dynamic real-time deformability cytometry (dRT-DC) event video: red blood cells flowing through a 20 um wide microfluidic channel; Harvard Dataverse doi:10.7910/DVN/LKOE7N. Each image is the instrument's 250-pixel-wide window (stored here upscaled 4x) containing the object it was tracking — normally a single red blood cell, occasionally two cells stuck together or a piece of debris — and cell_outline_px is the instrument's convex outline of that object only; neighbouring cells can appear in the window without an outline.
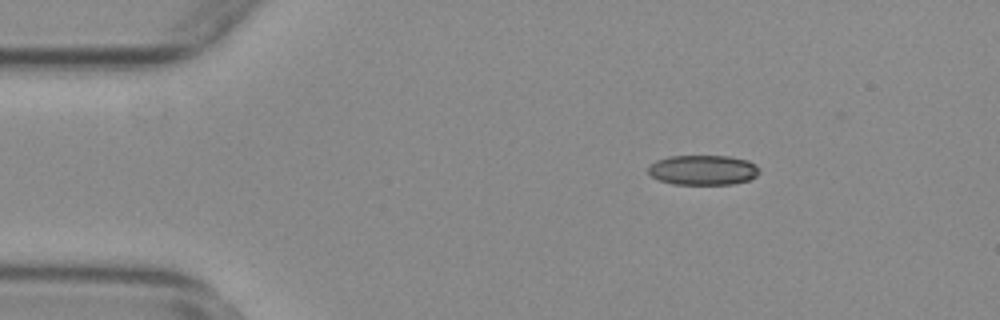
{"species": "common noctule bat (a hibernating species)", "species_latin": "Nyctalus noctula", "temperature_condition": "warm", "stored_images_in_passage": 28, "camera_frame_rate_fps": 3000, "um_per_image_px": 0.085, "animal": {"sex": "female", "body_mass_g": 29.2, "forearm_length_mm": 56.3}, "frame": {"image": 1, "passage_image": 4, "time_ms": 1.0, "image_size_px": [1000, 320], "cell_outline_px": [[760, 172], [756, 176], [748, 180], [732, 184], [672, 184], [660, 180], [652, 176], [648, 172], [648, 168], [656, 160], [668, 156], [728, 156], [748, 160], [756, 164], [760, 168]], "centroid_in_image_um": [59.78, 14.44], "position_along_channel_um": 25.2, "area_um2": 19.42}}
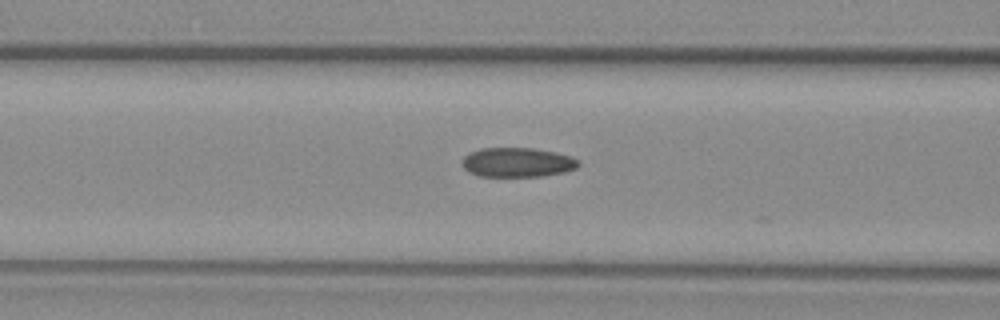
{"frame": {"image": 2, "passage_image": 17, "time_ms": 5.333, "image_size_px": [1000, 320], "cell_outline_px": [[580, 164], [576, 168], [564, 172], [540, 176], [480, 176], [468, 172], [464, 168], [464, 156], [468, 152], [480, 148], [532, 148], [556, 152], [572, 156], [580, 160]], "centroid_in_image_um": [44.0, 13.79], "position_along_channel_um": 122.6, "area_um2": 20.0}}
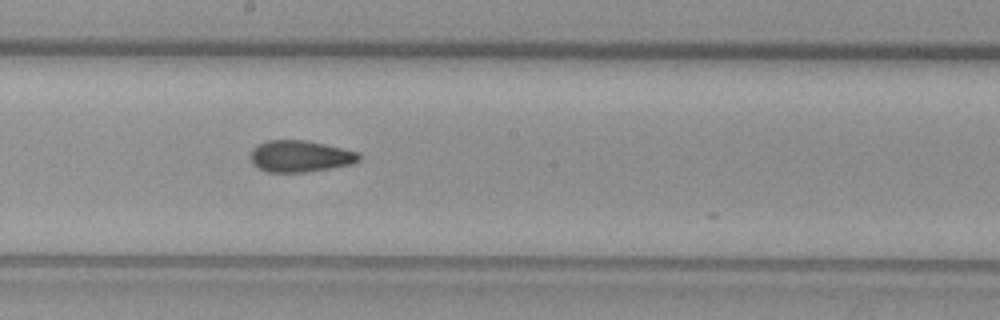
{"frame": {"image": 3, "passage_image": 25, "time_ms": 8.0, "image_size_px": [1000, 320], "cell_outline_px": [[360, 160], [352, 164], [304, 172], [264, 172], [256, 168], [252, 164], [248, 156], [252, 148], [268, 140], [304, 140], [324, 144], [360, 152]], "centroid_in_image_um": [25.46, 13.29], "position_along_channel_um": 222.7, "area_um2": 20.11}}